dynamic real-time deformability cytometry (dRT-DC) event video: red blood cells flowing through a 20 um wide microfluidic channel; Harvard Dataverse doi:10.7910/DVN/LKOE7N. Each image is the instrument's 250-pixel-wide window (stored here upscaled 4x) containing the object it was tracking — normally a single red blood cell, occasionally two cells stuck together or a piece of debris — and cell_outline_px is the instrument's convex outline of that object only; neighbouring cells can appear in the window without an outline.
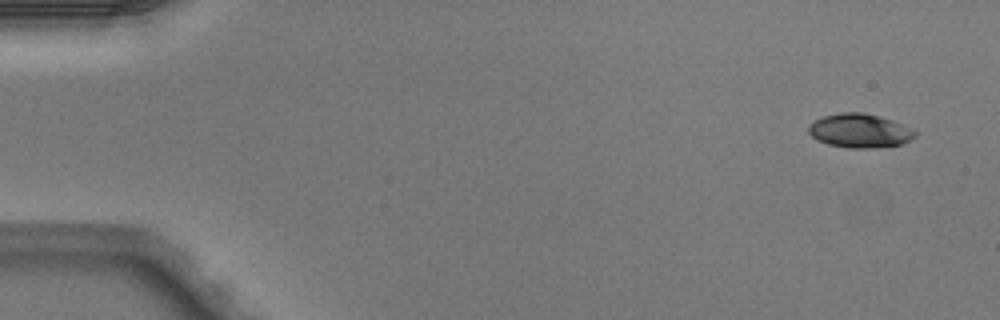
{"species": "Egyptian fruit bat (a non-hibernating species)", "species_latin": "Rousettus aegyptiacus", "temperature_condition": "warm", "stored_images_in_passage": 5, "camera_frame_rate_fps": 3000, "um_per_image_px": 0.085, "animal": {"sex": "male"}, "frame": {"image": 1, "passage_image": 1, "time_ms": 0.0, "image_size_px": [1000, 320], "cell_outline_px": [[916, 136], [900, 144], [868, 148], [852, 148], [828, 144], [816, 140], [808, 132], [808, 124], [824, 116], [840, 112], [860, 112], [892, 120], [912, 128], [916, 132]], "centroid_in_image_um": [73.04, 11.11], "position_along_channel_um": 12.0, "area_um2": 20.81}}
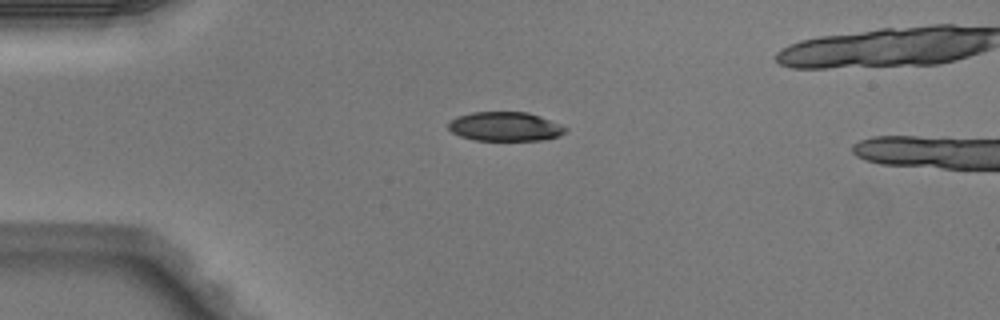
{"frame": {"image": 2, "passage_image": 3, "time_ms": 0.667, "image_size_px": [1000, 320], "cell_outline_px": [[568, 128], [560, 136], [540, 140], [476, 140], [460, 136], [452, 132], [448, 128], [448, 120], [456, 116], [472, 112], [528, 112], [540, 116], [560, 124]], "centroid_in_image_um": [42.9, 10.75], "position_along_channel_um": 42.1, "area_um2": 19.94}}